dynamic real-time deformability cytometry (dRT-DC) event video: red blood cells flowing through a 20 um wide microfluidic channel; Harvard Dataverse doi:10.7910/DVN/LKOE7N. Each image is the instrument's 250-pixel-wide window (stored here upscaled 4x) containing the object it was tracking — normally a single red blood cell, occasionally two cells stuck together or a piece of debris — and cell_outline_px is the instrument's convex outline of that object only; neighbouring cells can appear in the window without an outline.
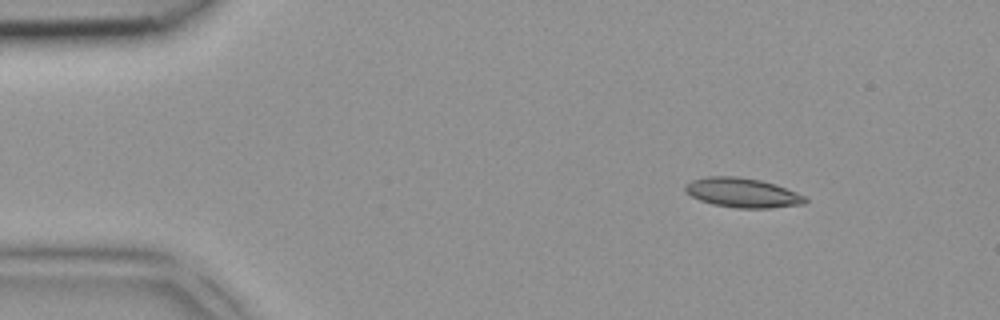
{"species": "common noctule bat (a hibernating species)", "species_latin": "Nyctalus noctula", "temperature_condition": "room temperature", "stored_images_in_passage": 4, "camera_frame_rate_fps": 3000, "um_per_image_px": 0.085, "animal": {"sex": "female", "body_mass_g": 18.4}, "frame": {"image": 1, "passage_image": 2, "time_ms": 0.333, "image_size_px": [1000, 320], "cell_outline_px": [[808, 200], [804, 204], [772, 208], [736, 208], [712, 204], [700, 200], [692, 196], [684, 188], [684, 184], [692, 180], [708, 176], [736, 176], [760, 180], [776, 184], [796, 192], [804, 196]], "centroid_in_image_um": [63.12, 16.38], "position_along_channel_um": 21.9, "area_um2": 20.63}}
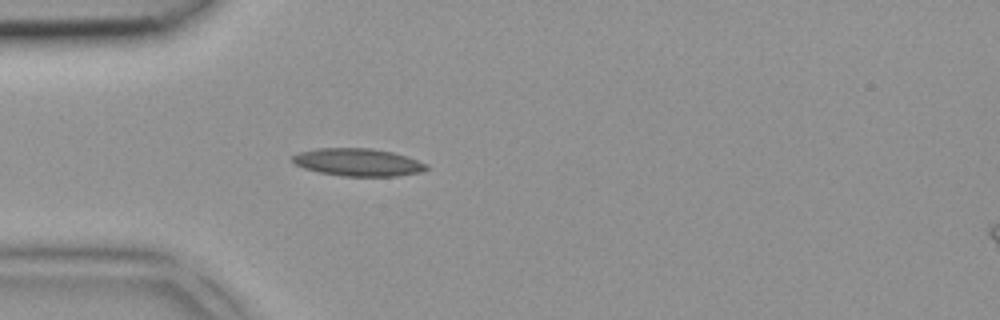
{"frame": {"image": 2, "passage_image": 4, "time_ms": 1.0, "image_size_px": [1000, 320], "cell_outline_px": [[428, 168], [420, 172], [396, 176], [344, 176], [320, 172], [304, 168], [296, 164], [292, 160], [292, 156], [300, 152], [316, 148], [372, 148], [392, 152], [428, 164]], "centroid_in_image_um": [30.42, 13.79], "position_along_channel_um": 54.6, "area_um2": 21.33}}